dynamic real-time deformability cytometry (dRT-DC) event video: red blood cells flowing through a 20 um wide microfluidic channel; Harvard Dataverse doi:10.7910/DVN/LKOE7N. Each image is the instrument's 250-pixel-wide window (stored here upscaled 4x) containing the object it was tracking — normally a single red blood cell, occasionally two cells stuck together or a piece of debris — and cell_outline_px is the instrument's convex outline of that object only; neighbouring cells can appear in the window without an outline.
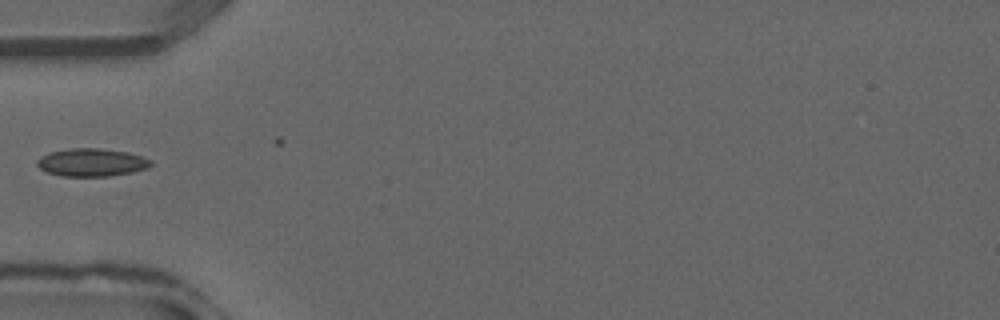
{"species": "common noctule bat (a hibernating species)", "species_latin": "Nyctalus noctula", "temperature_condition": "warm", "stored_images_in_passage": 12, "camera_frame_rate_fps": 3000, "um_per_image_px": 0.085, "animal": {"sex": "male", "forearm_length_mm": 52.5}, "frame": {"image": 1, "passage_image": 1, "time_ms": 0.0, "image_size_px": [1000, 320], "cell_outline_px": [[152, 164], [148, 168], [132, 172], [108, 176], [60, 176], [48, 172], [40, 168], [36, 164], [36, 160], [40, 156], [52, 152], [68, 148], [100, 148], [128, 152], [152, 160]], "centroid_in_image_um": [7.78, 13.8], "position_along_channel_um": 77.2, "area_um2": 18.5}}
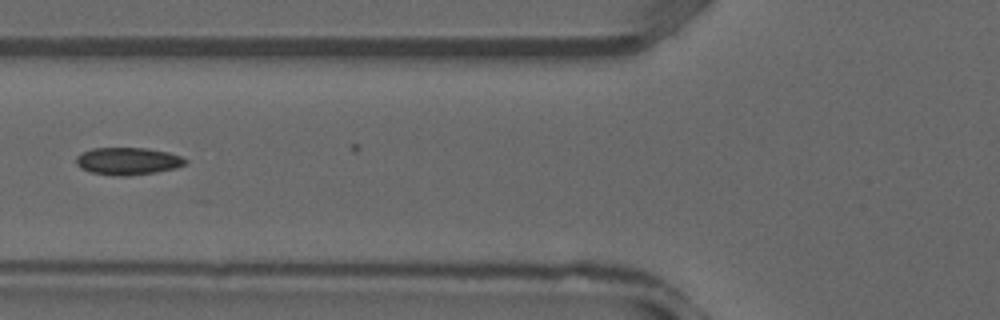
{"frame": {"image": 2, "passage_image": 3, "time_ms": 0.667, "image_size_px": [1000, 320], "cell_outline_px": [[188, 160], [184, 164], [176, 168], [156, 172], [128, 176], [120, 176], [92, 172], [80, 168], [76, 164], [76, 156], [92, 148], [148, 148], [168, 152], [180, 156]], "centroid_in_image_um": [10.87, 13.69], "position_along_channel_um": 114.9, "area_um2": 17.34}}
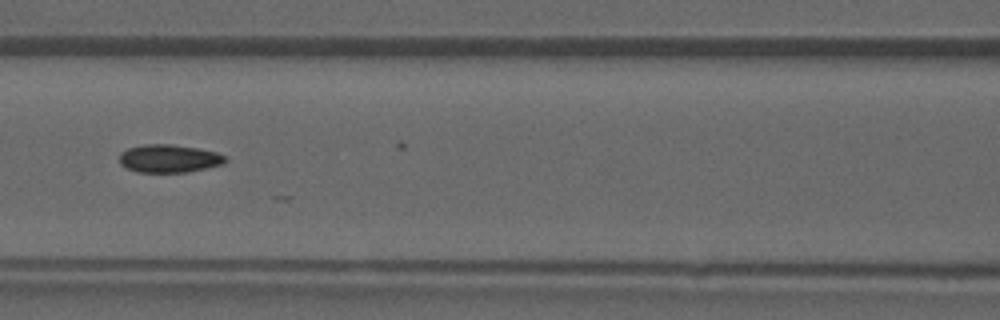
{"frame": {"image": 3, "passage_image": 5, "time_ms": 1.333, "image_size_px": [1000, 320], "cell_outline_px": [[228, 160], [224, 164], [188, 172], [136, 172], [120, 164], [120, 152], [128, 148], [144, 144], [172, 144], [196, 148], [216, 152], [228, 156]], "centroid_in_image_um": [14.4, 13.47], "position_along_channel_um": 152.2, "area_um2": 17.4}}